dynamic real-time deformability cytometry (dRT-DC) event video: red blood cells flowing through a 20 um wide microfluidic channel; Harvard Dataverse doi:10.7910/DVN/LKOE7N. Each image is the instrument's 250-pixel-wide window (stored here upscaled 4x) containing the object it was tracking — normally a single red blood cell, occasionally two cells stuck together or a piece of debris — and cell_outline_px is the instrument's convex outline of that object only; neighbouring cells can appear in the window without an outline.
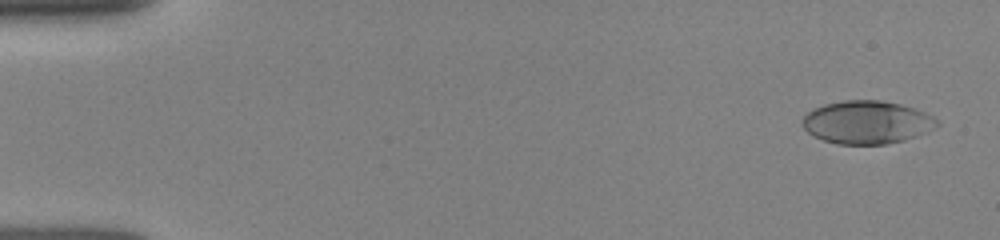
{"species": "human", "species_latin": "Homo sapiens", "temperature_condition": "room temperature", "stored_images_in_passage": 19, "camera_frame_rate_fps": 3000, "um_per_image_px": 0.085, "donor": {"sex": "female"}, "frame": {"image": 1, "passage_image": 1, "time_ms": 0.0, "image_size_px": [1000, 240], "cell_outline_px": [[940, 124], [916, 136], [904, 140], [888, 144], [836, 144], [824, 140], [808, 132], [800, 124], [804, 116], [812, 108], [824, 104], [844, 100], [880, 100], [900, 104], [924, 112], [940, 120]], "centroid_in_image_um": [73.66, 10.39], "position_along_channel_um": 11.3, "area_um2": 33.7}}
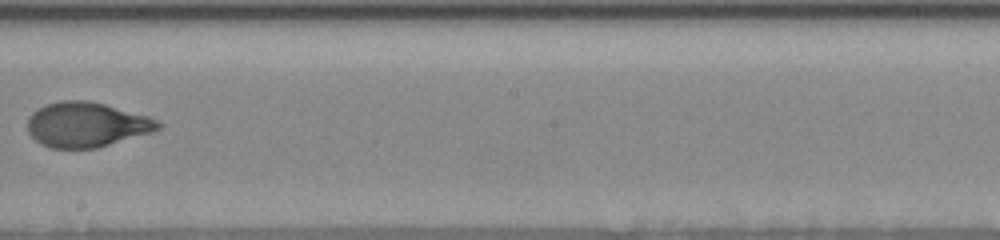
{"frame": {"image": 2, "passage_image": 10, "time_ms": 9.0, "image_size_px": [1000, 240], "cell_outline_px": [[164, 124], [160, 128], [152, 132], [96, 148], [52, 148], [40, 144], [28, 132], [28, 116], [32, 112], [48, 104], [60, 100], [88, 100], [104, 104], [148, 116]], "centroid_in_image_um": [7.35, 10.59], "position_along_channel_um": 240.9, "area_um2": 33.99}}
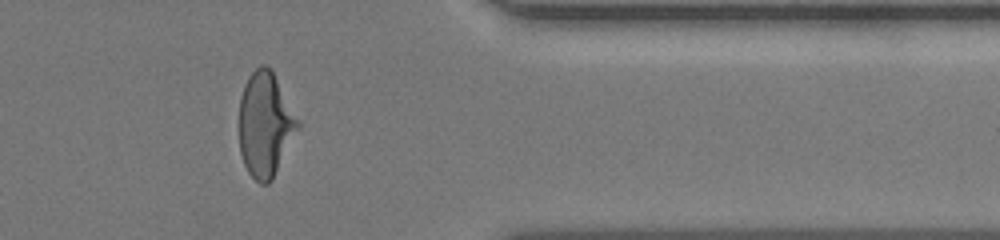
{"frame": {"image": 3, "passage_image": 15, "time_ms": 13.0, "image_size_px": [1000, 240], "cell_outline_px": [[300, 128], [272, 180], [268, 184], [260, 184], [248, 172], [244, 164], [240, 152], [240, 96], [244, 84], [248, 76], [260, 64], [264, 64], [272, 68], [300, 120]], "centroid_in_image_um": [22.58, 10.55], "position_along_channel_um": 388.8, "area_um2": 36.24}}